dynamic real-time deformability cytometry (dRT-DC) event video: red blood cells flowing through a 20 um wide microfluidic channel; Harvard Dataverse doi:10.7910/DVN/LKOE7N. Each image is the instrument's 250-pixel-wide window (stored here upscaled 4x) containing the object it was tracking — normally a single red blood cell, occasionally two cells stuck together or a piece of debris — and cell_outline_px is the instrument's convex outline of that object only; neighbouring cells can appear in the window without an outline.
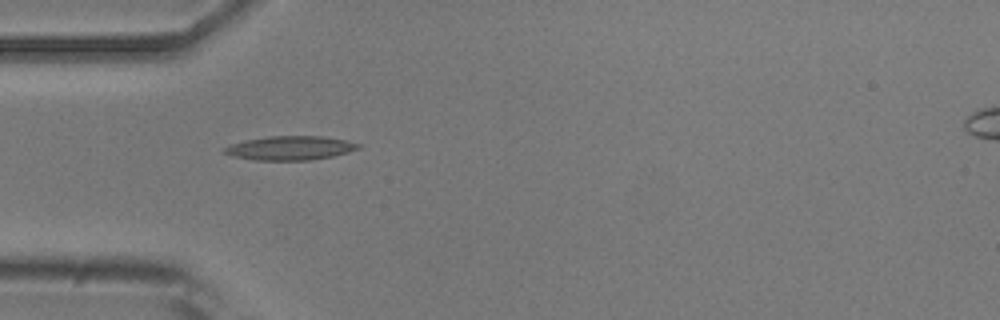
{"species": "common noctule bat (a hibernating species)", "species_latin": "Nyctalus noctula", "temperature_condition": "room temperature", "stored_images_in_passage": 2, "camera_frame_rate_fps": 3000, "um_per_image_px": 0.085, "animal": {"sex": "male", "body_mass_g": 20.5, "forearm_length_mm": 52.5}, "frame": {"image": 1, "passage_image": 1, "time_ms": 0.0, "image_size_px": [1000, 320], "cell_outline_px": [[360, 148], [348, 152], [332, 156], [312, 160], [252, 160], [232, 156], [224, 152], [224, 148], [232, 144], [244, 140], [268, 136], [320, 136], [344, 140], [360, 144]], "centroid_in_image_um": [24.65, 12.58], "position_along_channel_um": 60.4, "area_um2": 18.61}}
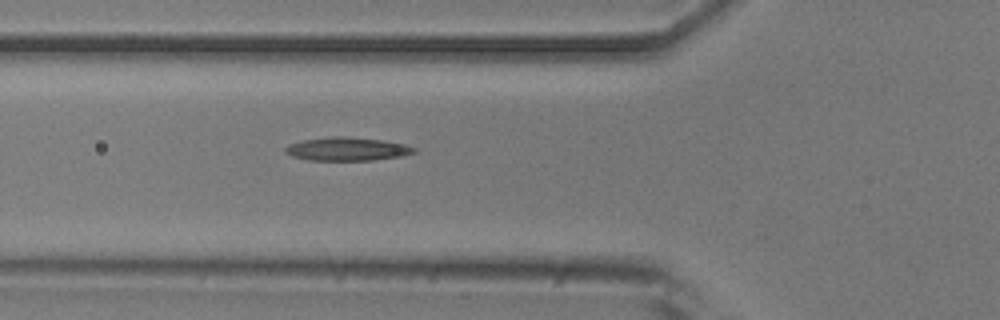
{"frame": {"image": 2, "passage_image": 2, "time_ms": 1.0, "image_size_px": [1000, 320], "cell_outline_px": [[416, 152], [400, 156], [372, 160], [308, 160], [292, 156], [284, 152], [284, 148], [288, 144], [304, 140], [332, 136], [348, 136], [380, 140], [404, 144], [416, 148]], "centroid_in_image_um": [29.47, 12.66], "position_along_channel_um": 96.3, "area_um2": 17.46}}